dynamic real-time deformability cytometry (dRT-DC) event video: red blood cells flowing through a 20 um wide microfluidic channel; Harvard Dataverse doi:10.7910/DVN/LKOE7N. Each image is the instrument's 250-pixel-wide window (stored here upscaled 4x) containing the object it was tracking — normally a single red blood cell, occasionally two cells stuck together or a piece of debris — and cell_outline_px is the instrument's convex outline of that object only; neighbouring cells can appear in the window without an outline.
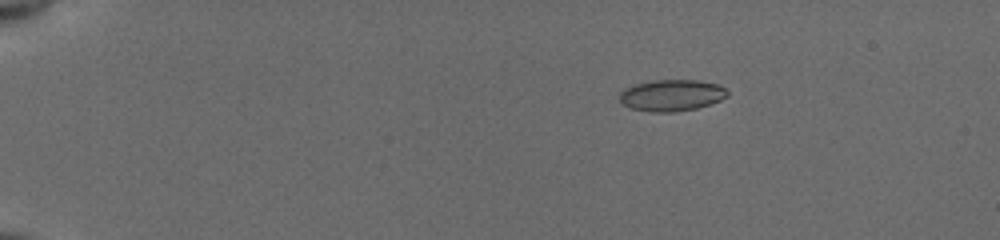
{"species": "common noctule bat (a hibernating species)", "species_latin": "Nyctalus noctula", "temperature_condition": "cold", "stored_images_in_passage": 45, "camera_frame_rate_fps": 3000, "um_per_image_px": 0.085, "animal": {"sex": "female", "body_mass_g": 19.5, "forearm_length_mm": 54.1}, "frame": {"image": 1, "passage_image": 1, "time_ms": 0.0, "image_size_px": [1000, 240], "cell_outline_px": [[728, 96], [720, 100], [696, 108], [672, 112], [652, 112], [628, 108], [620, 100], [620, 92], [624, 88], [632, 84], [652, 80], [696, 80], [716, 84], [724, 88], [728, 92]], "centroid_in_image_um": [57.04, 8.09], "position_along_channel_um": 28.0, "area_um2": 19.77}}
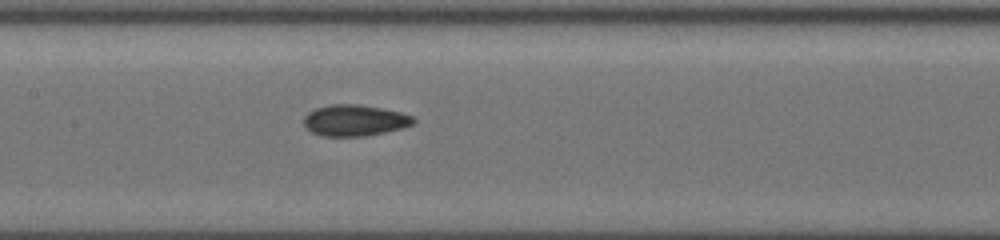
{"frame": {"image": 2, "passage_image": 20, "time_ms": 6.333, "image_size_px": [1000, 240], "cell_outline_px": [[416, 120], [412, 124], [404, 128], [364, 136], [324, 136], [312, 132], [304, 124], [304, 116], [308, 112], [316, 108], [328, 104], [360, 104], [400, 112], [412, 116]], "centroid_in_image_um": [30.14, 10.22], "position_along_channel_um": 177.3, "area_um2": 19.88}}
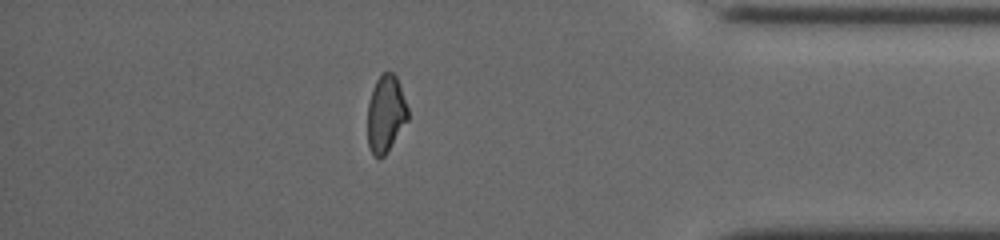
{"frame": {"image": 3, "passage_image": 39, "time_ms": 12.667, "image_size_px": [1000, 240], "cell_outline_px": [[408, 120], [384, 156], [380, 160], [372, 152], [368, 144], [368, 104], [376, 80], [384, 72], [392, 72], [396, 76], [408, 108]], "centroid_in_image_um": [32.79, 9.69], "position_along_channel_um": 402.4, "area_um2": 17.8}, "authors_computed_cell_mechanics": {"area_um2": 19.2474, "velocity_mm_per_s": 3.9456, "shape_relaxation_time_tau1_ms": 9.6242, "shape_relaxation_time_tau2_ms": 2.027, "deformation_change_tau1": 0.1821, "deformation_change_tau2": 0.0716}}